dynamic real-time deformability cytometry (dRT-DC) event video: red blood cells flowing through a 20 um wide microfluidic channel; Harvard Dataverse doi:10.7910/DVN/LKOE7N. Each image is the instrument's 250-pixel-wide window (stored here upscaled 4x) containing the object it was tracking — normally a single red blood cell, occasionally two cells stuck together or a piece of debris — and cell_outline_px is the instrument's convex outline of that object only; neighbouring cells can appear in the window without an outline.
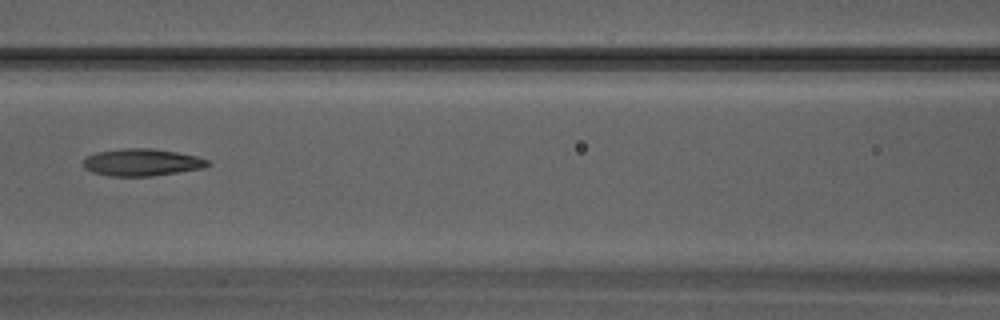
{"species": "Egyptian fruit bat (a non-hibernating species)", "species_latin": "Rousettus aegyptiacus", "temperature_condition": "warm", "stored_images_in_passage": 22, "camera_frame_rate_fps": 3000, "um_per_image_px": 0.085, "animal": {"sex": "male"}, "frame": {"image": 1, "passage_image": 7, "time_ms": 2.0, "image_size_px": [1000, 320], "cell_outline_px": [[212, 164], [204, 168], [152, 176], [112, 176], [92, 172], [84, 168], [84, 160], [88, 156], [96, 152], [124, 148], [148, 148], [176, 152], [196, 156], [208, 160]], "centroid_in_image_um": [12.07, 13.8], "position_along_channel_um": 154.5, "area_um2": 19.59}}
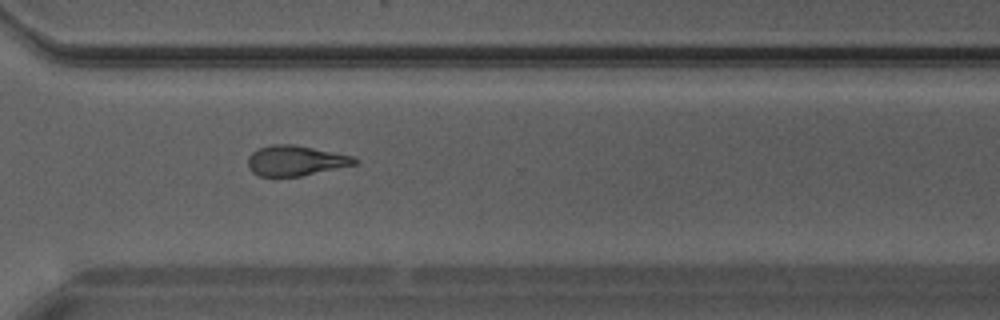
{"frame": {"image": 2, "passage_image": 16, "time_ms": 5.0, "image_size_px": [1000, 320], "cell_outline_px": [[360, 160], [356, 164], [300, 176], [260, 176], [252, 172], [248, 168], [248, 156], [256, 148], [272, 144], [292, 144], [352, 156]], "centroid_in_image_um": [25.07, 13.65], "position_along_channel_um": 345.5, "area_um2": 18.67}}